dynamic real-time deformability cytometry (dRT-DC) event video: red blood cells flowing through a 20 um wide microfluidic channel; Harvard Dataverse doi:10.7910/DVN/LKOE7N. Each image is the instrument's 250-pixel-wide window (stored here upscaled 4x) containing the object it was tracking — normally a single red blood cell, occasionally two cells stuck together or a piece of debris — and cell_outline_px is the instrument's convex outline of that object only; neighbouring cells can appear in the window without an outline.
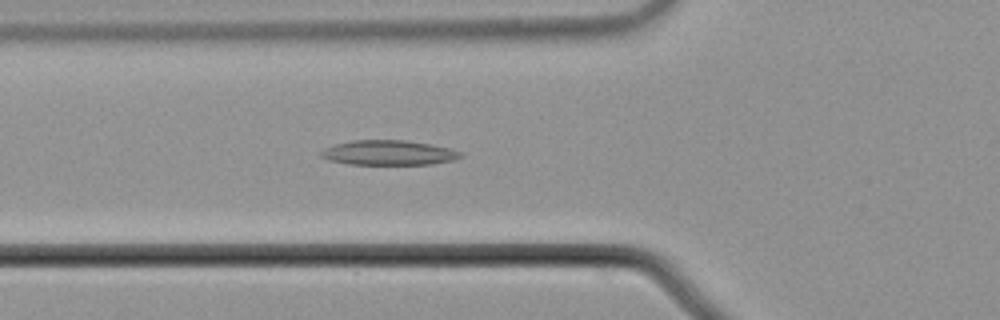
{"species": "common noctule bat (a hibernating species)", "species_latin": "Nyctalus noctula", "temperature_condition": "cold", "stored_images_in_passage": 56, "camera_frame_rate_fps": 3000, "um_per_image_px": 0.085, "animal": {"sex": "male", "body_mass_g": 21.5, "forearm_length_mm": 52.0}, "frame": {"image": 1, "passage_image": 21, "time_ms": 6.667, "image_size_px": [1000, 320], "cell_outline_px": [[464, 156], [452, 160], [432, 164], [348, 164], [328, 160], [320, 156], [320, 152], [324, 148], [336, 144], [352, 140], [404, 140], [432, 144], [452, 148], [464, 152]], "centroid_in_image_um": [33.07, 12.98], "position_along_channel_um": 92.7, "area_um2": 20.35}}
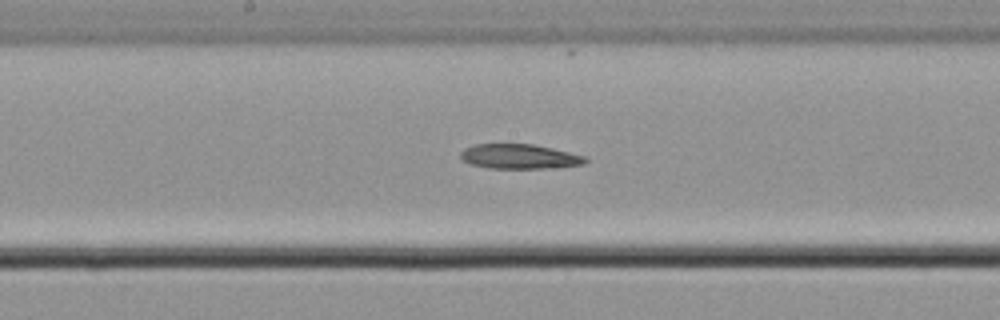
{"frame": {"image": 2, "passage_image": 30, "time_ms": 9.667, "image_size_px": [1000, 320], "cell_outline_px": [[588, 160], [584, 164], [560, 168], [488, 168], [472, 164], [460, 160], [460, 152], [464, 148], [476, 144], [532, 144], [552, 148], [584, 156]], "centroid_in_image_um": [44.14, 13.31], "position_along_channel_um": 204.1, "area_um2": 18.03}}
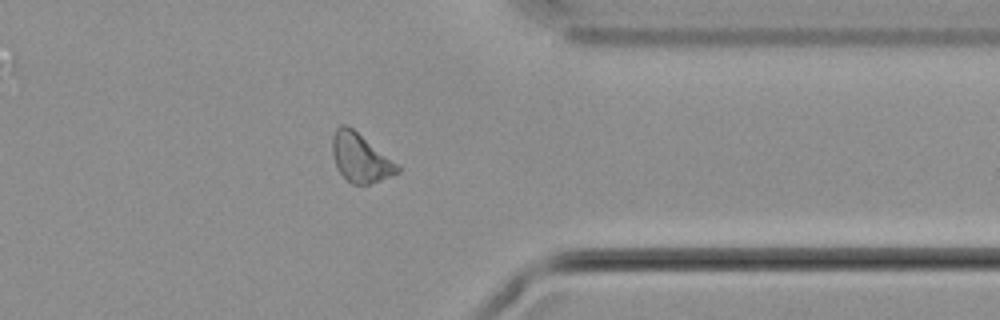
{"frame": {"image": 3, "passage_image": 45, "time_ms": 14.667, "image_size_px": [1000, 320], "cell_outline_px": [[400, 172], [392, 176], [368, 184], [352, 184], [340, 172], [336, 164], [332, 152], [332, 136], [336, 128], [340, 124], [348, 124], [400, 164]], "centroid_in_image_um": [30.67, 13.38], "position_along_channel_um": 380.7, "area_um2": 18.67}}